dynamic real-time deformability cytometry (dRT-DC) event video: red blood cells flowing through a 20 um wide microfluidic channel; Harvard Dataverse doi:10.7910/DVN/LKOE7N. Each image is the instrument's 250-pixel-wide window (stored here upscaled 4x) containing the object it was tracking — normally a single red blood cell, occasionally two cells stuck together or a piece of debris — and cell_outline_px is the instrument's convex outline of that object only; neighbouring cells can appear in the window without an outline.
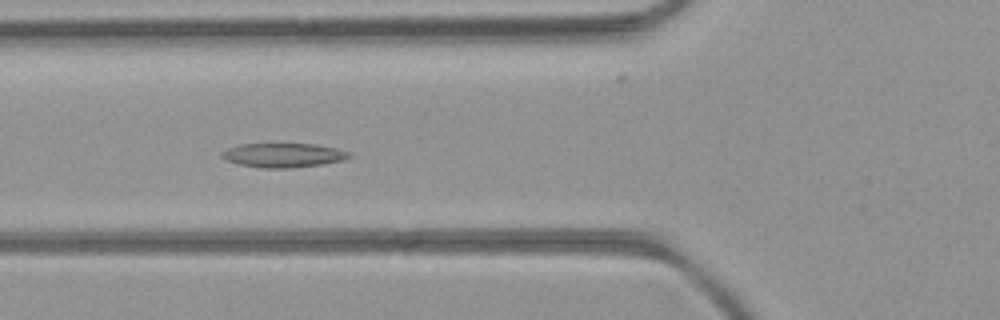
{"species": "common noctule bat (a hibernating species)", "species_latin": "Nyctalus noctula", "temperature_condition": "room temperature", "stored_images_in_passage": 43, "camera_frame_rate_fps": 3000, "um_per_image_px": 0.085, "animal": {"sex": "female", "body_mass_g": 21.9}, "frame": {"image": 1, "passage_image": 11, "time_ms": 3.333, "image_size_px": [1000, 320], "cell_outline_px": [[352, 156], [340, 160], [320, 164], [292, 168], [260, 168], [240, 164], [224, 160], [220, 156], [220, 152], [228, 148], [240, 144], [312, 144], [336, 148], [348, 152]], "centroid_in_image_um": [24.0, 13.19], "position_along_channel_um": 101.8, "area_um2": 17.8}}
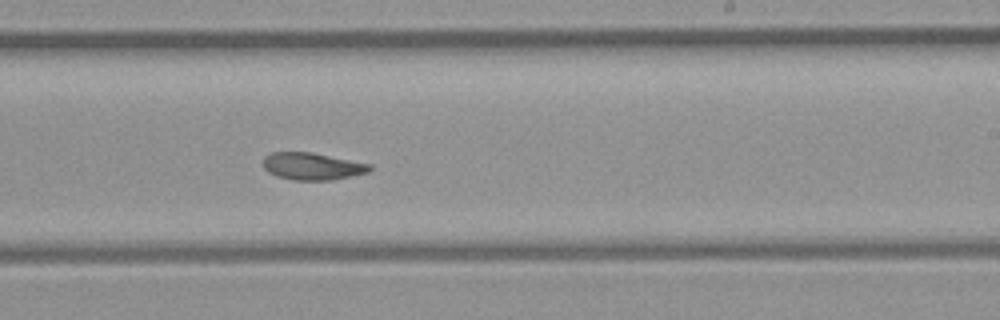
{"frame": {"image": 2, "passage_image": 23, "time_ms": 7.333, "image_size_px": [1000, 320], "cell_outline_px": [[372, 168], [368, 172], [332, 180], [292, 180], [276, 176], [268, 172], [264, 168], [264, 156], [272, 152], [312, 152], [372, 164]], "centroid_in_image_um": [26.54, 14.13], "position_along_channel_um": 262.5, "area_um2": 16.94}}
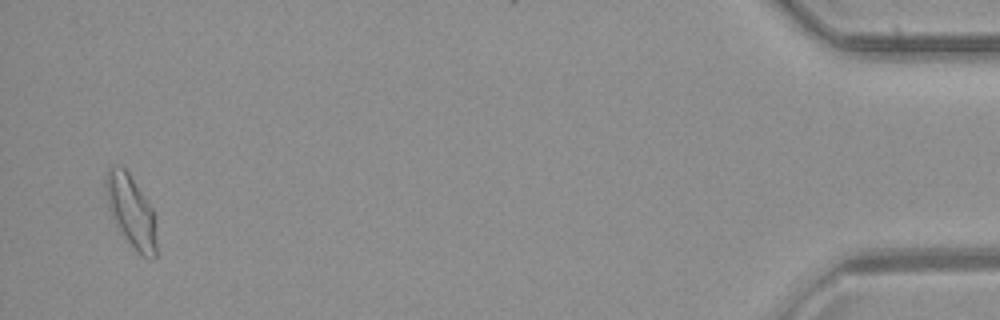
{"frame": {"image": 3, "passage_image": 42, "time_ms": 13.667, "image_size_px": [1000, 320], "cell_outline_px": [[156, 256], [152, 260], [148, 260], [140, 256], [136, 252], [124, 236], [116, 224], [112, 216], [108, 204], [104, 184], [104, 180], [108, 168], [112, 164], [124, 168], [128, 172], [152, 208], [156, 244]], "centroid_in_image_um": [11.12, 17.97], "position_along_channel_um": 424.1, "area_um2": 21.1}, "authors_computed_cell_mechanics": {"area_um2": 17.9758, "velocity_mm_per_s": 4.0145, "shape_relaxation_time_tau1_ms": null, "shape_relaxation_time_tau2_ms": 3.642, "deformation_change_tau1": null, "deformation_change_tau2": 0.0564}}